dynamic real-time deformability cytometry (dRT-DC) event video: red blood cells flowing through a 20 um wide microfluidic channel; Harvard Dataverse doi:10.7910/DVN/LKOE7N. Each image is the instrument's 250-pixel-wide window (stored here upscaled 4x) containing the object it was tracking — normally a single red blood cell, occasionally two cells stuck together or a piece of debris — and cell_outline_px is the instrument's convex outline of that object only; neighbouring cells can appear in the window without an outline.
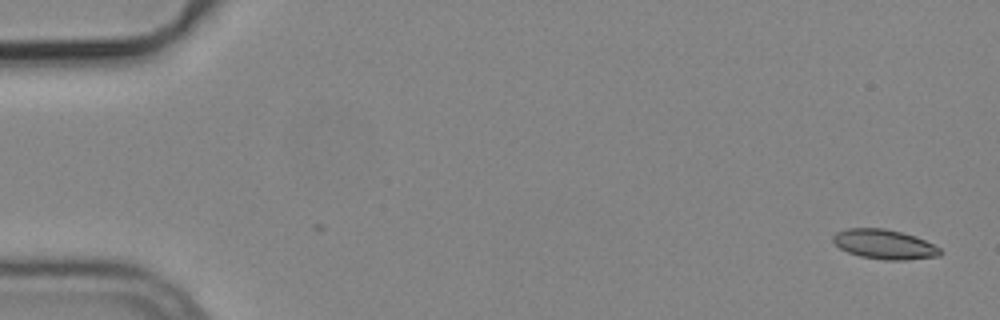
{"species": "common noctule bat (a hibernating species)", "species_latin": "Nyctalus noctula", "temperature_condition": "cold", "stored_images_in_passage": 6, "segment_of_instrument_passage": [2, 2], "camera_frame_rate_fps": 3000, "um_per_image_px": 0.085, "animal": {"sex": "male", "body_mass_g": 19.2, "forearm_length_mm": 51.8}, "frame": {"image": 1, "passage_image": 6, "time_ms": 1.667, "image_size_px": [1000, 320], "cell_outline_px": [[944, 252], [940, 256], [904, 260], [884, 260], [860, 256], [848, 252], [840, 248], [832, 240], [832, 236], [836, 232], [848, 228], [884, 228], [916, 236], [940, 248]], "centroid_in_image_um": [75.18, 20.77], "position_along_channel_um": 9.8, "area_um2": 18.5}}